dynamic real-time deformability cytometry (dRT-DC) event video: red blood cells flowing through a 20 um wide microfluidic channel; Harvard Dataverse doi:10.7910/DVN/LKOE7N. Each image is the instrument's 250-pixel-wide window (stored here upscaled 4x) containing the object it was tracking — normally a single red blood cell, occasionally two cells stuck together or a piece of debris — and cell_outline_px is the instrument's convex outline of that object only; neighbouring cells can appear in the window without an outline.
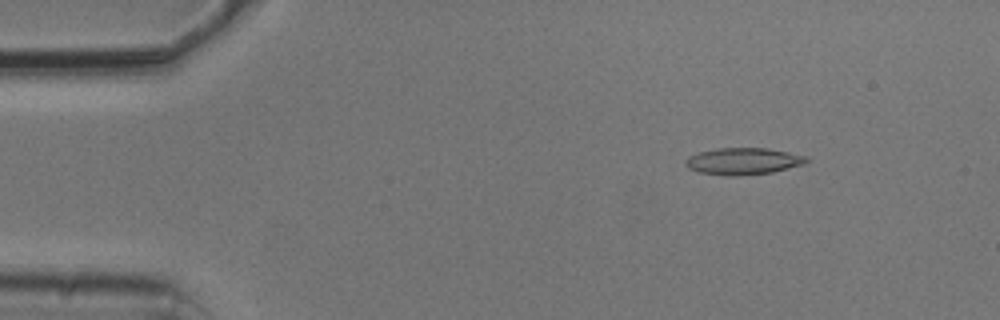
{"species": "common noctule bat (a hibernating species)", "species_latin": "Nyctalus noctula", "temperature_condition": "cold", "stored_images_in_passage": 33, "camera_frame_rate_fps": 3000, "um_per_image_px": 0.085, "animal": {"sex": "male", "body_mass_g": 20.5, "forearm_length_mm": 52.5}, "frame": {"image": 1, "passage_image": 4, "time_ms": 1.0, "image_size_px": [1000, 320], "cell_outline_px": [[808, 160], [804, 164], [772, 172], [736, 176], [724, 176], [700, 172], [688, 168], [684, 164], [684, 160], [688, 156], [700, 152], [716, 148], [768, 148], [808, 156]], "centroid_in_image_um": [63.15, 13.7], "position_along_channel_um": 21.9, "area_um2": 18.96}}
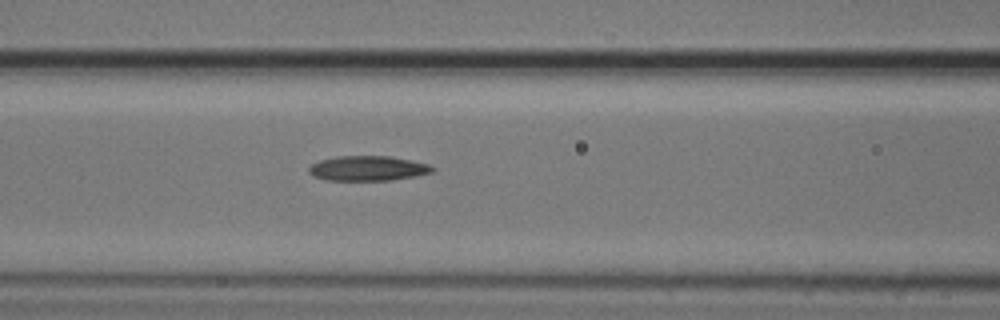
{"frame": {"image": 2, "passage_image": 19, "time_ms": 6.0, "image_size_px": [1000, 320], "cell_outline_px": [[436, 168], [432, 172], [416, 176], [392, 180], [328, 180], [312, 176], [308, 172], [308, 168], [312, 164], [320, 160], [336, 156], [388, 156], [412, 160], [428, 164]], "centroid_in_image_um": [31.26, 14.31], "position_along_channel_um": 135.3, "area_um2": 17.98}}
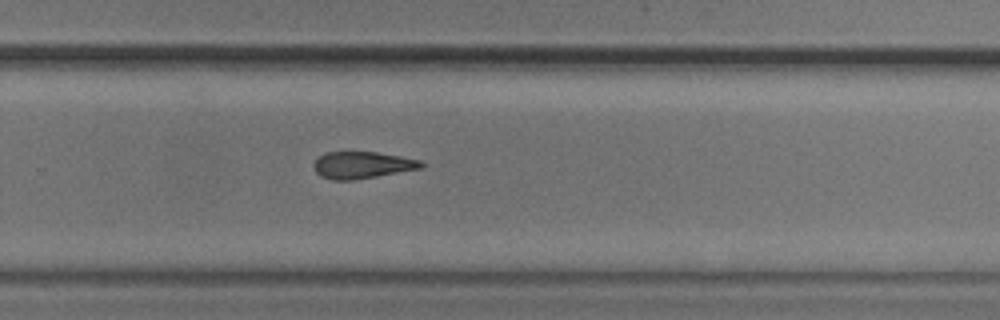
{"frame": {"image": 3, "passage_image": 32, "time_ms": 10.333, "image_size_px": [1000, 320], "cell_outline_px": [[424, 168], [352, 180], [332, 180], [320, 176], [316, 172], [312, 164], [324, 152], [376, 152], [400, 156], [420, 160], [424, 164]], "centroid_in_image_um": [30.78, 14.03], "position_along_channel_um": 299.0, "area_um2": 16.82}}